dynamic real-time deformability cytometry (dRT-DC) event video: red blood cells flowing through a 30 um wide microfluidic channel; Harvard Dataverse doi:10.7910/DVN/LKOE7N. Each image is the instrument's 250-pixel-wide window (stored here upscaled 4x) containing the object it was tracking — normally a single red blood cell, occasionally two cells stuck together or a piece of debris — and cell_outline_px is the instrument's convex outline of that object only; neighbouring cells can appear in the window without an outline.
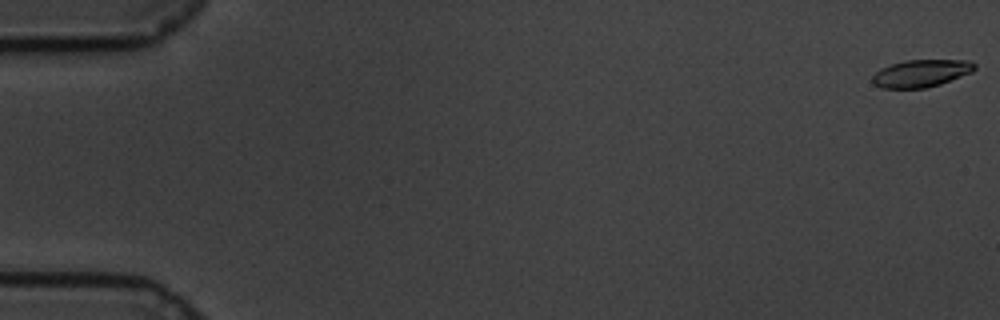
{"species": "common noctule bat (a hibernating species)", "species_latin": "Nyctalus noctula", "temperature_condition": "cold", "stored_images_in_passage": 61, "camera_frame_rate_fps": 3000, "um_per_image_px": 0.085, "animal": {"sex": "male", "body_mass_g": 19.5, "forearm_length_mm": 54.6}, "frame": {"image": 1, "passage_image": 1, "time_ms": 0.0, "image_size_px": [1000, 320], "cell_outline_px": [[976, 68], [972, 72], [940, 84], [924, 88], [884, 88], [872, 84], [872, 76], [880, 68], [904, 60], [968, 60], [976, 64]], "centroid_in_image_um": [78.29, 6.23], "position_along_channel_um": 6.7, "area_um2": 16.3}}
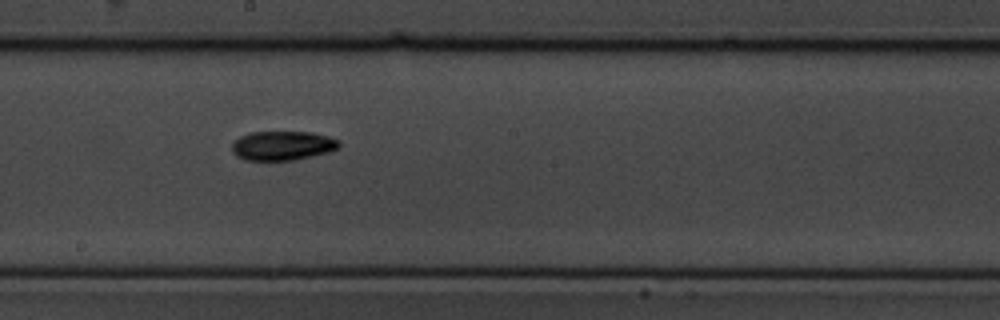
{"frame": {"image": 2, "passage_image": 34, "time_ms": 11.0, "image_size_px": [1000, 320], "cell_outline_px": [[340, 148], [328, 152], [296, 160], [244, 160], [236, 156], [232, 152], [232, 144], [240, 136], [252, 132], [312, 132], [328, 136], [340, 140]], "centroid_in_image_um": [24.03, 12.38], "position_along_channel_um": 224.2, "area_um2": 18.38}}
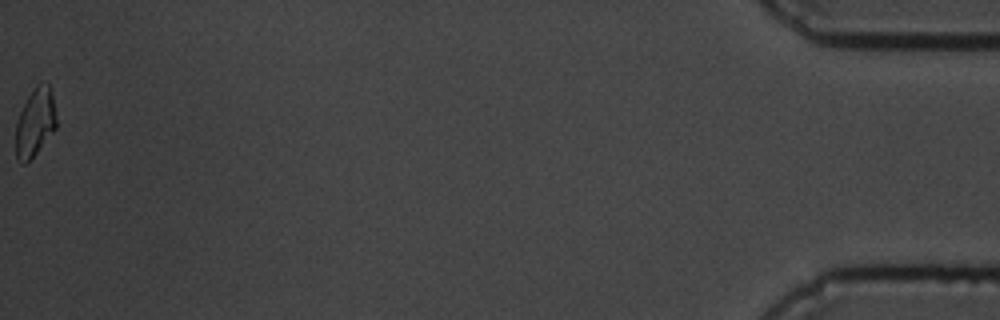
{"frame": {"image": 3, "passage_image": 61, "time_ms": 20.0, "image_size_px": [1000, 320], "cell_outline_px": [[56, 128], [36, 152], [24, 164], [20, 164], [16, 160], [16, 124], [20, 112], [28, 96], [36, 84], [48, 84], [52, 92], [56, 116]], "centroid_in_image_um": [2.98, 10.41], "position_along_channel_um": 432.2, "area_um2": 15.9}, "authors_computed_cell_mechanics": {"area_um2": 17.4556, "velocity_mm_per_s": 3.3697, "shape_relaxation_time_tau1_ms": 3.7214, "shape_relaxation_time_tau2_ms": 4.957, "deformation_change_tau1": 0.1368, "deformation_change_tau2": 0.0854}}